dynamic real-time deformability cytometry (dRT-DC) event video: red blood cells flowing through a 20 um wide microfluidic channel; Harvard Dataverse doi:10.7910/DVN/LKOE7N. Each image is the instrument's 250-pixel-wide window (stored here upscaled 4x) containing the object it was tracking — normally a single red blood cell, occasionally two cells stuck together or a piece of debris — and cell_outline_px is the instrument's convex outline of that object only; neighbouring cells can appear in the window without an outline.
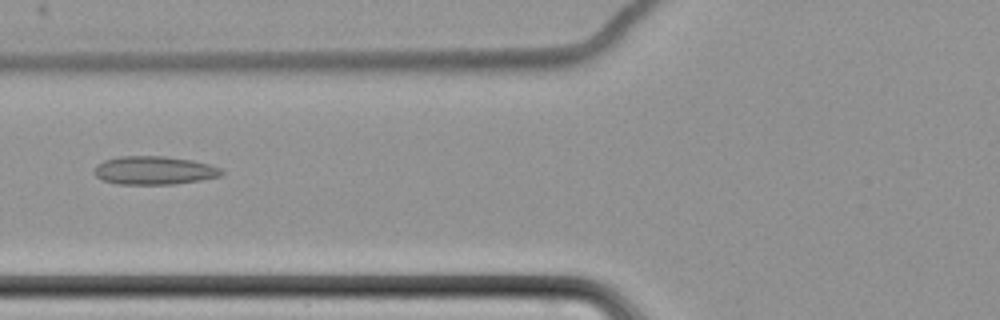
{"species": "common noctule bat (a hibernating species)", "species_latin": "Nyctalus noctula", "temperature_condition": "cold", "stored_images_in_passage": 6, "camera_frame_rate_fps": 3000, "um_per_image_px": 0.085, "animal": {"sex": "female", "body_mass_g": 22.7, "forearm_length_mm": 54.2}, "frame": {"image": 1, "passage_image": 3, "time_ms": 2.667, "image_size_px": [1000, 320], "cell_outline_px": [[224, 172], [220, 176], [200, 180], [172, 184], [116, 184], [100, 180], [92, 172], [96, 164], [104, 160], [120, 156], [164, 156], [192, 160], [208, 164], [220, 168]], "centroid_in_image_um": [13.04, 14.48], "position_along_channel_um": 112.8, "area_um2": 21.15}}
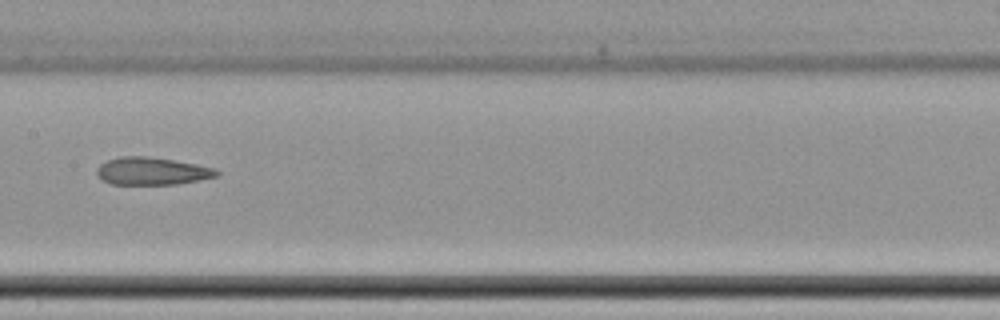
{"frame": {"image": 2, "passage_image": 5, "time_ms": 5.0, "image_size_px": [1000, 320], "cell_outline_px": [[220, 176], [200, 180], [176, 184], [112, 184], [100, 180], [96, 176], [96, 168], [100, 164], [108, 160], [120, 156], [148, 156], [196, 164], [216, 168], [220, 172]], "centroid_in_image_um": [12.91, 14.55], "position_along_channel_um": 194.5, "area_um2": 19.48}}
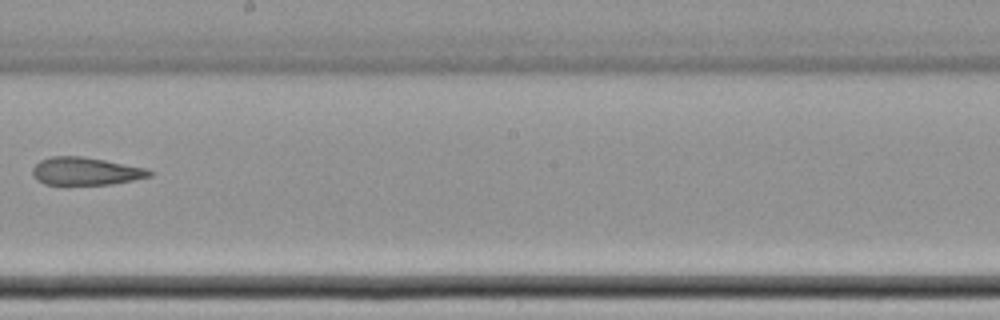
{"frame": {"image": 3, "passage_image": 6, "time_ms": 6.333, "image_size_px": [1000, 320], "cell_outline_px": [[152, 176], [112, 184], [64, 188], [44, 184], [36, 180], [32, 176], [32, 168], [40, 160], [52, 156], [80, 156], [104, 160], [148, 168], [152, 172]], "centroid_in_image_um": [7.21, 14.61], "position_along_channel_um": 241.0, "area_um2": 19.88}}